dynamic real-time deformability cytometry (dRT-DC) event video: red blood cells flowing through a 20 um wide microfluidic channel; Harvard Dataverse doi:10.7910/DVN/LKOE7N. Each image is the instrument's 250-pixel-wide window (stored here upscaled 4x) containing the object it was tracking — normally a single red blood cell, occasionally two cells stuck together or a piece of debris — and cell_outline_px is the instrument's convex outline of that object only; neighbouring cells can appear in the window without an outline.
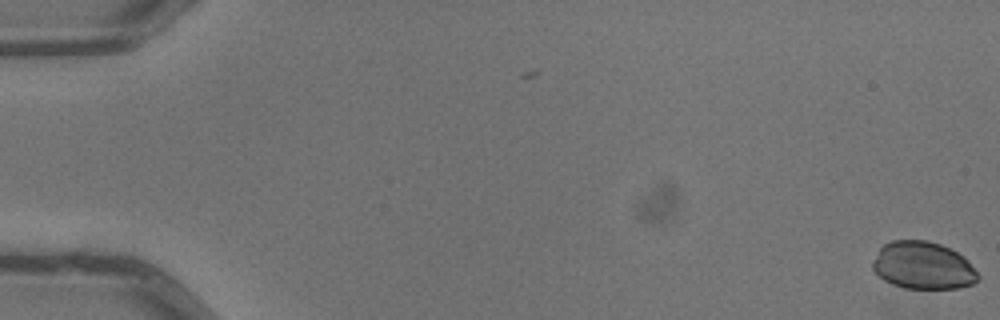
{"species": "common noctule bat (a hibernating species)", "species_latin": "Nyctalus noctula", "temperature_condition": "warm", "stored_images_in_passage": 7, "camera_frame_rate_fps": 3000, "um_per_image_px": 0.085, "animal": {"sex": "male", "body_mass_g": 13.3}, "frame": {"image": 1, "passage_image": 1, "time_ms": 0.0, "image_size_px": [1000, 320], "cell_outline_px": [[980, 276], [972, 284], [960, 288], [904, 288], [892, 284], [884, 280], [872, 268], [872, 260], [880, 248], [884, 244], [892, 240], [928, 240], [940, 244], [964, 256], [968, 260]], "centroid_in_image_um": [78.45, 22.56], "position_along_channel_um": 6.6, "area_um2": 29.13}}
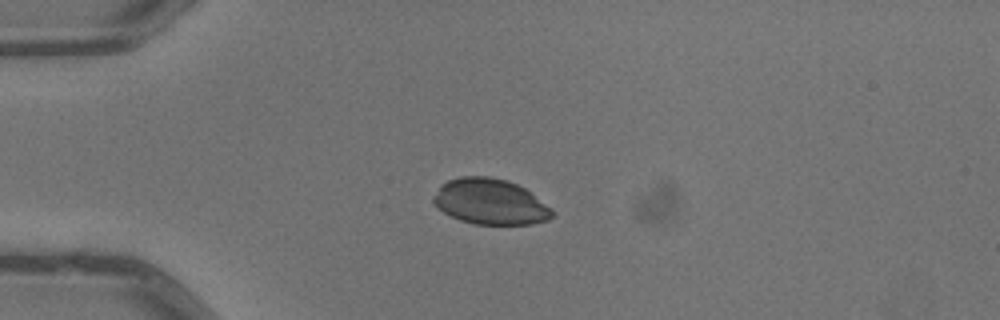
{"frame": {"image": 2, "passage_image": 5, "time_ms": 1.333, "image_size_px": [1000, 320], "cell_outline_px": [[556, 212], [548, 220], [532, 224], [476, 224], [460, 220], [436, 208], [432, 200], [440, 184], [448, 180], [460, 176], [488, 176], [508, 180], [524, 188], [552, 208]], "centroid_in_image_um": [41.66, 17.14], "position_along_channel_um": 43.3, "area_um2": 31.67}}
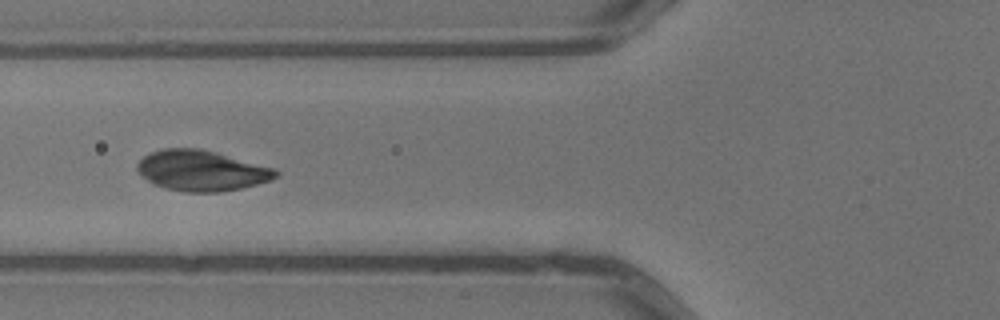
{"frame": {"image": 3, "passage_image": 7, "time_ms": 2.0, "image_size_px": [1000, 320], "cell_outline_px": [[280, 172], [272, 180], [240, 188], [220, 192], [184, 192], [164, 188], [152, 184], [136, 168], [136, 164], [148, 152], [160, 148], [200, 148], [216, 152], [276, 168]], "centroid_in_image_um": [17.12, 14.49], "position_along_channel_um": 108.7, "area_um2": 32.95}}